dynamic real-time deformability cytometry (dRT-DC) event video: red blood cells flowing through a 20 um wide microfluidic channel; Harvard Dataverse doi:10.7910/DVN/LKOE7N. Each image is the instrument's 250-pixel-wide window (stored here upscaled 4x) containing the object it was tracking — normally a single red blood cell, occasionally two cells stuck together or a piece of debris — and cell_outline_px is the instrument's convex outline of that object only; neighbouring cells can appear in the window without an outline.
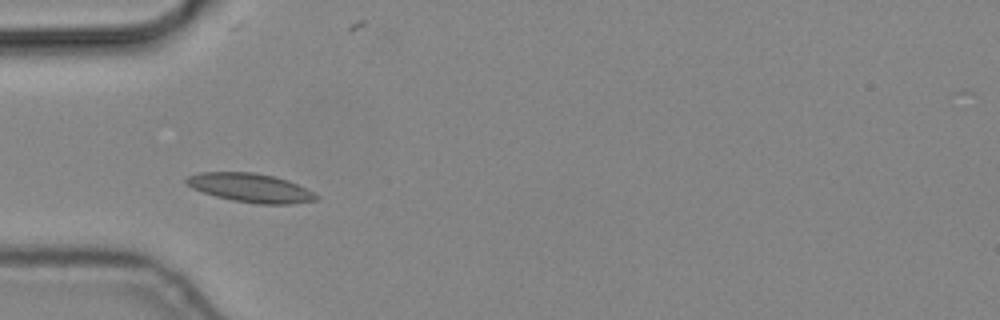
{"species": "common noctule bat (a hibernating species)", "species_latin": "Nyctalus noctula", "temperature_condition": "cold", "stored_images_in_passage": 5, "camera_frame_rate_fps": 3000, "um_per_image_px": 0.085, "animal": {"sex": "male", "body_mass_g": 19.2, "forearm_length_mm": 51.8}, "frame": {"image": 1, "passage_image": 4, "time_ms": 1.0, "image_size_px": [1000, 320], "cell_outline_px": [[320, 200], [292, 204], [256, 204], [232, 200], [216, 196], [192, 188], [184, 180], [188, 176], [200, 172], [252, 172], [272, 176], [288, 180], [320, 196]], "centroid_in_image_um": [21.32, 15.97], "position_along_channel_um": 63.7, "area_um2": 21.73}}
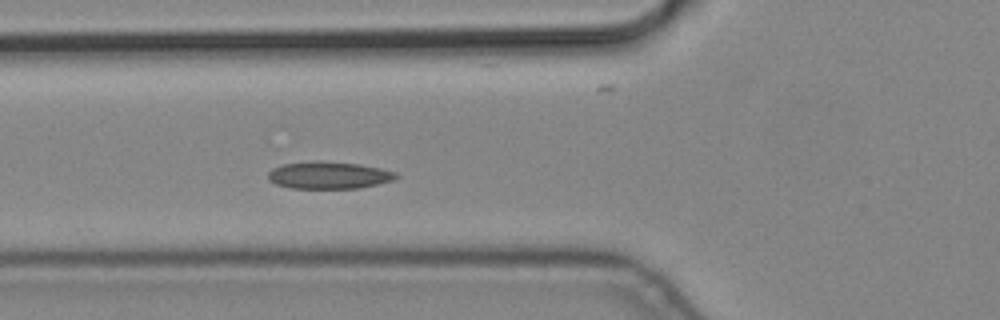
{"frame": {"image": 2, "passage_image": 5, "time_ms": 1.333, "image_size_px": [1000, 320], "cell_outline_px": [[400, 176], [392, 180], [360, 188], [292, 188], [276, 184], [268, 180], [268, 172], [272, 168], [284, 164], [316, 160], [320, 160], [360, 164], [380, 168], [396, 172]], "centroid_in_image_um": [27.94, 14.88], "position_along_channel_um": 97.9, "area_um2": 20.35}}